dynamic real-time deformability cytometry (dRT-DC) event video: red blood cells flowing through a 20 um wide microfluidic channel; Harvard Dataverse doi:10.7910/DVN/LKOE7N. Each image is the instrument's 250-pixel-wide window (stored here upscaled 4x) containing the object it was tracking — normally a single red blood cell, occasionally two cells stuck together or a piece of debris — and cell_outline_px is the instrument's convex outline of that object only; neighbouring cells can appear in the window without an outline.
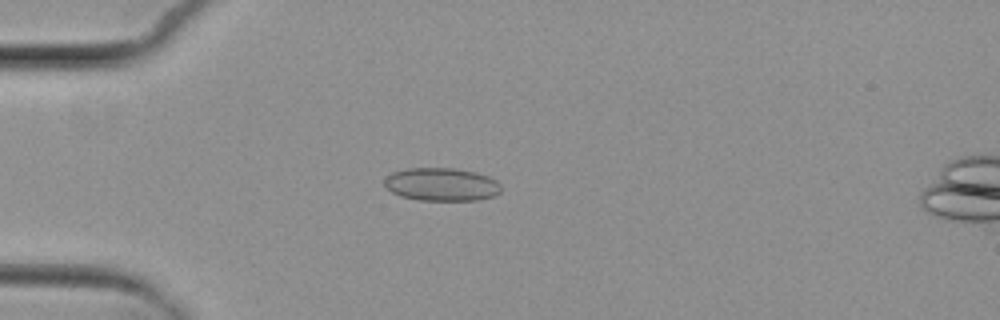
{"species": "common noctule bat (a hibernating species)", "species_latin": "Nyctalus noctula", "temperature_condition": "cold", "stored_images_in_passage": 6, "camera_frame_rate_fps": 3000, "um_per_image_px": 0.085, "animal": {"sex": "female", "body_mass_g": 29.2, "forearm_length_mm": 56.3}, "frame": {"image": 1, "passage_image": 4, "time_ms": 3.667, "image_size_px": [1000, 320], "cell_outline_px": [[500, 192], [496, 196], [476, 200], [420, 200], [400, 196], [392, 192], [384, 184], [384, 180], [392, 172], [408, 168], [456, 168], [476, 172], [488, 176], [496, 180], [500, 184]], "centroid_in_image_um": [37.55, 15.67], "position_along_channel_um": 47.4, "area_um2": 22.54}}
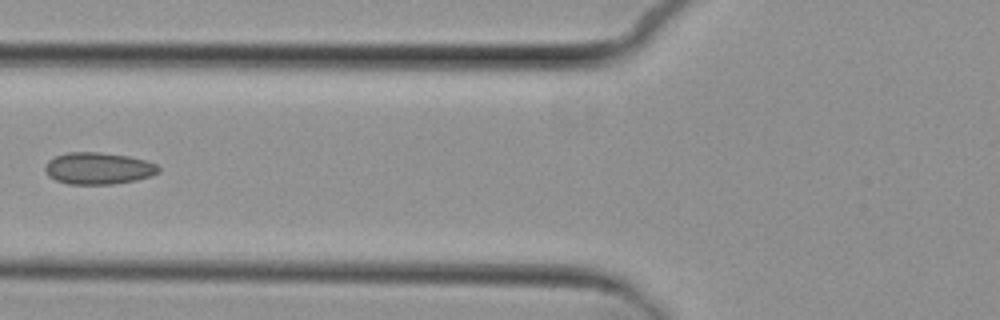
{"frame": {"image": 2, "passage_image": 6, "time_ms": 6.0, "image_size_px": [1000, 320], "cell_outline_px": [[160, 172], [152, 176], [136, 180], [112, 184], [68, 184], [56, 180], [48, 176], [44, 168], [48, 160], [56, 156], [68, 152], [100, 152], [128, 156], [144, 160], [156, 164], [160, 168]], "centroid_in_image_um": [8.36, 14.31], "position_along_channel_um": 117.4, "area_um2": 21.1}}